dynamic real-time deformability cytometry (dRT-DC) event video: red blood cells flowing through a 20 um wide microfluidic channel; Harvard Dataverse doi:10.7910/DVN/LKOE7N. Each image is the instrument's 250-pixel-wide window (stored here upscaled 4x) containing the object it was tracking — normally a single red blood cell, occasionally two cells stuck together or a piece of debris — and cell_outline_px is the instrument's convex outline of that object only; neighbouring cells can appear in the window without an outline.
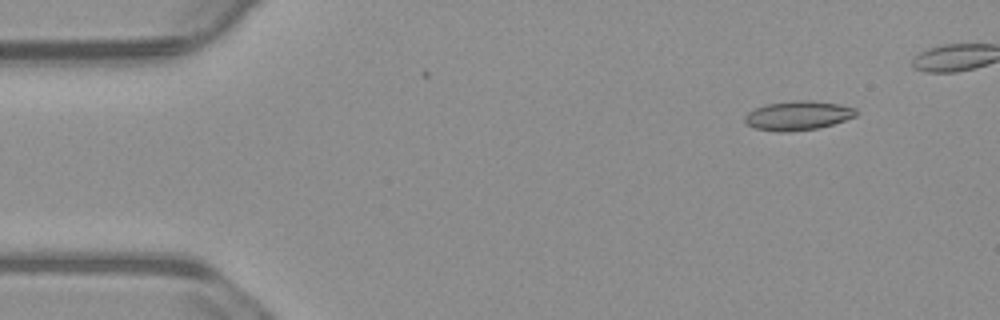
{"species": "common noctule bat (a hibernating species)", "species_latin": "Nyctalus noctula", "temperature_condition": "warm", "stored_images_in_passage": 10, "camera_frame_rate_fps": 3000, "um_per_image_px": 0.085, "animal": {"sex": "male", "body_mass_g": 23.1, "forearm_length_mm": 52.7}, "frame": {"image": 1, "passage_image": 6, "time_ms": 1.667, "image_size_px": [1000, 320], "cell_outline_px": [[860, 112], [856, 116], [832, 124], [816, 128], [784, 132], [776, 132], [756, 128], [748, 124], [744, 120], [744, 116], [748, 112], [764, 104], [796, 100], [808, 100], [840, 104], [856, 108]], "centroid_in_image_um": [67.84, 9.81], "position_along_channel_um": 17.2, "area_um2": 18.9}}